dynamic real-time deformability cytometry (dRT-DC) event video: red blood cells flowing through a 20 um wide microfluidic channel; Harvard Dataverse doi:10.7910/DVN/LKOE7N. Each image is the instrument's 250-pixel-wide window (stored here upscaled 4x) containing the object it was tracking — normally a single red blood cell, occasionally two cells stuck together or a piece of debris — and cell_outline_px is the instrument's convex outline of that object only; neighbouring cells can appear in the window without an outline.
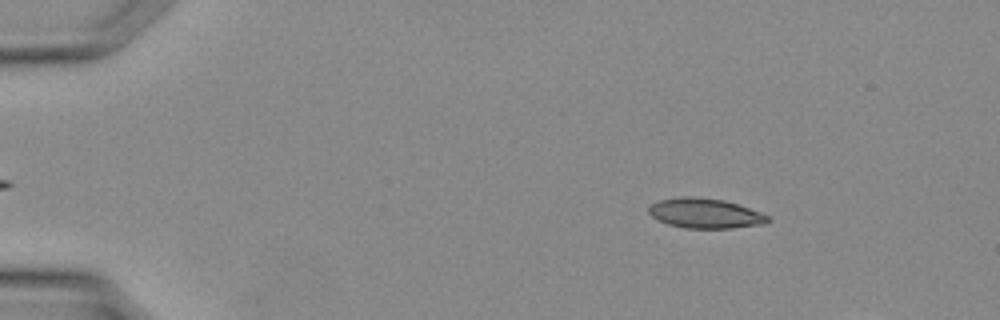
{"species": "Egyptian fruit bat (a non-hibernating species)", "species_latin": "Rousettus aegyptiacus", "temperature_condition": "warm", "stored_images_in_passage": 8, "camera_frame_rate_fps": 3000, "um_per_image_px": 0.085, "animal": {"sex": "female"}, "frame": {"image": 1, "passage_image": 5, "time_ms": 1.333, "image_size_px": [1000, 320], "cell_outline_px": [[772, 220], [764, 224], [732, 228], [684, 228], [668, 224], [652, 216], [648, 212], [648, 208], [652, 204], [660, 200], [684, 196], [692, 196], [724, 200], [748, 208], [768, 216]], "centroid_in_image_um": [59.93, 18.14], "position_along_channel_um": 25.1, "area_um2": 20.52}}